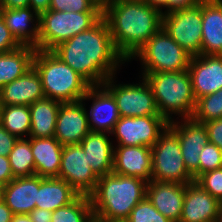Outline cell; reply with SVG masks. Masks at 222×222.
Wrapping results in <instances>:
<instances>
[{
  "label": "cell",
  "instance_id": "obj_44",
  "mask_svg": "<svg viewBox=\"0 0 222 222\" xmlns=\"http://www.w3.org/2000/svg\"><path fill=\"white\" fill-rule=\"evenodd\" d=\"M50 2L51 0H29V7L40 14L49 9Z\"/></svg>",
  "mask_w": 222,
  "mask_h": 222
},
{
  "label": "cell",
  "instance_id": "obj_16",
  "mask_svg": "<svg viewBox=\"0 0 222 222\" xmlns=\"http://www.w3.org/2000/svg\"><path fill=\"white\" fill-rule=\"evenodd\" d=\"M91 99L90 113H87L90 131L111 134L120 119L119 110L113 95L103 86H91L82 101Z\"/></svg>",
  "mask_w": 222,
  "mask_h": 222
},
{
  "label": "cell",
  "instance_id": "obj_27",
  "mask_svg": "<svg viewBox=\"0 0 222 222\" xmlns=\"http://www.w3.org/2000/svg\"><path fill=\"white\" fill-rule=\"evenodd\" d=\"M61 102L44 98L29 105L31 113V129L29 137H54L56 119Z\"/></svg>",
  "mask_w": 222,
  "mask_h": 222
},
{
  "label": "cell",
  "instance_id": "obj_40",
  "mask_svg": "<svg viewBox=\"0 0 222 222\" xmlns=\"http://www.w3.org/2000/svg\"><path fill=\"white\" fill-rule=\"evenodd\" d=\"M13 179L9 158L7 156H0V184L5 186Z\"/></svg>",
  "mask_w": 222,
  "mask_h": 222
},
{
  "label": "cell",
  "instance_id": "obj_38",
  "mask_svg": "<svg viewBox=\"0 0 222 222\" xmlns=\"http://www.w3.org/2000/svg\"><path fill=\"white\" fill-rule=\"evenodd\" d=\"M203 124L207 129L209 142L222 151V118L210 120Z\"/></svg>",
  "mask_w": 222,
  "mask_h": 222
},
{
  "label": "cell",
  "instance_id": "obj_8",
  "mask_svg": "<svg viewBox=\"0 0 222 222\" xmlns=\"http://www.w3.org/2000/svg\"><path fill=\"white\" fill-rule=\"evenodd\" d=\"M151 154V180L180 184L194 181L184 165L178 137L169 127L151 147Z\"/></svg>",
  "mask_w": 222,
  "mask_h": 222
},
{
  "label": "cell",
  "instance_id": "obj_41",
  "mask_svg": "<svg viewBox=\"0 0 222 222\" xmlns=\"http://www.w3.org/2000/svg\"><path fill=\"white\" fill-rule=\"evenodd\" d=\"M52 214V211L35 208L28 215L32 222H51Z\"/></svg>",
  "mask_w": 222,
  "mask_h": 222
},
{
  "label": "cell",
  "instance_id": "obj_26",
  "mask_svg": "<svg viewBox=\"0 0 222 222\" xmlns=\"http://www.w3.org/2000/svg\"><path fill=\"white\" fill-rule=\"evenodd\" d=\"M80 194L65 180L40 177L36 208L55 211L73 202Z\"/></svg>",
  "mask_w": 222,
  "mask_h": 222
},
{
  "label": "cell",
  "instance_id": "obj_49",
  "mask_svg": "<svg viewBox=\"0 0 222 222\" xmlns=\"http://www.w3.org/2000/svg\"><path fill=\"white\" fill-rule=\"evenodd\" d=\"M215 222H222V206H221V209H220L219 215H218V217H217V219H216Z\"/></svg>",
  "mask_w": 222,
  "mask_h": 222
},
{
  "label": "cell",
  "instance_id": "obj_34",
  "mask_svg": "<svg viewBox=\"0 0 222 222\" xmlns=\"http://www.w3.org/2000/svg\"><path fill=\"white\" fill-rule=\"evenodd\" d=\"M222 168V151L208 142L199 155V177L209 171Z\"/></svg>",
  "mask_w": 222,
  "mask_h": 222
},
{
  "label": "cell",
  "instance_id": "obj_6",
  "mask_svg": "<svg viewBox=\"0 0 222 222\" xmlns=\"http://www.w3.org/2000/svg\"><path fill=\"white\" fill-rule=\"evenodd\" d=\"M102 18V12L46 10L39 14L38 50L51 51L60 43L89 30Z\"/></svg>",
  "mask_w": 222,
  "mask_h": 222
},
{
  "label": "cell",
  "instance_id": "obj_7",
  "mask_svg": "<svg viewBox=\"0 0 222 222\" xmlns=\"http://www.w3.org/2000/svg\"><path fill=\"white\" fill-rule=\"evenodd\" d=\"M141 61L142 77L149 73L188 70L191 55L161 27L133 56Z\"/></svg>",
  "mask_w": 222,
  "mask_h": 222
},
{
  "label": "cell",
  "instance_id": "obj_5",
  "mask_svg": "<svg viewBox=\"0 0 222 222\" xmlns=\"http://www.w3.org/2000/svg\"><path fill=\"white\" fill-rule=\"evenodd\" d=\"M144 78L152 89L159 114L162 117L168 122L173 121V114H177L182 119L192 118L196 99L188 70L149 73Z\"/></svg>",
  "mask_w": 222,
  "mask_h": 222
},
{
  "label": "cell",
  "instance_id": "obj_29",
  "mask_svg": "<svg viewBox=\"0 0 222 222\" xmlns=\"http://www.w3.org/2000/svg\"><path fill=\"white\" fill-rule=\"evenodd\" d=\"M0 124L18 139L27 138L31 129V113L29 105L0 106Z\"/></svg>",
  "mask_w": 222,
  "mask_h": 222
},
{
  "label": "cell",
  "instance_id": "obj_36",
  "mask_svg": "<svg viewBox=\"0 0 222 222\" xmlns=\"http://www.w3.org/2000/svg\"><path fill=\"white\" fill-rule=\"evenodd\" d=\"M50 10L74 12H101L90 0H51Z\"/></svg>",
  "mask_w": 222,
  "mask_h": 222
},
{
  "label": "cell",
  "instance_id": "obj_30",
  "mask_svg": "<svg viewBox=\"0 0 222 222\" xmlns=\"http://www.w3.org/2000/svg\"><path fill=\"white\" fill-rule=\"evenodd\" d=\"M8 158L14 178L36 175L34 156L30 147V137L18 139Z\"/></svg>",
  "mask_w": 222,
  "mask_h": 222
},
{
  "label": "cell",
  "instance_id": "obj_21",
  "mask_svg": "<svg viewBox=\"0 0 222 222\" xmlns=\"http://www.w3.org/2000/svg\"><path fill=\"white\" fill-rule=\"evenodd\" d=\"M40 176L19 177L2 189V200L13 214H29L36 208Z\"/></svg>",
  "mask_w": 222,
  "mask_h": 222
},
{
  "label": "cell",
  "instance_id": "obj_2",
  "mask_svg": "<svg viewBox=\"0 0 222 222\" xmlns=\"http://www.w3.org/2000/svg\"><path fill=\"white\" fill-rule=\"evenodd\" d=\"M162 15L143 0H114L102 13L115 49L127 62L162 27Z\"/></svg>",
  "mask_w": 222,
  "mask_h": 222
},
{
  "label": "cell",
  "instance_id": "obj_35",
  "mask_svg": "<svg viewBox=\"0 0 222 222\" xmlns=\"http://www.w3.org/2000/svg\"><path fill=\"white\" fill-rule=\"evenodd\" d=\"M196 182L212 197L222 203V168L202 174Z\"/></svg>",
  "mask_w": 222,
  "mask_h": 222
},
{
  "label": "cell",
  "instance_id": "obj_13",
  "mask_svg": "<svg viewBox=\"0 0 222 222\" xmlns=\"http://www.w3.org/2000/svg\"><path fill=\"white\" fill-rule=\"evenodd\" d=\"M168 127L177 135L184 165L196 181L199 178V155L209 142L206 127L192 118L181 119V122L173 120Z\"/></svg>",
  "mask_w": 222,
  "mask_h": 222
},
{
  "label": "cell",
  "instance_id": "obj_9",
  "mask_svg": "<svg viewBox=\"0 0 222 222\" xmlns=\"http://www.w3.org/2000/svg\"><path fill=\"white\" fill-rule=\"evenodd\" d=\"M202 1L162 15V28L192 57L201 54Z\"/></svg>",
  "mask_w": 222,
  "mask_h": 222
},
{
  "label": "cell",
  "instance_id": "obj_14",
  "mask_svg": "<svg viewBox=\"0 0 222 222\" xmlns=\"http://www.w3.org/2000/svg\"><path fill=\"white\" fill-rule=\"evenodd\" d=\"M85 102L61 103L54 137L63 145L80 144L90 132Z\"/></svg>",
  "mask_w": 222,
  "mask_h": 222
},
{
  "label": "cell",
  "instance_id": "obj_3",
  "mask_svg": "<svg viewBox=\"0 0 222 222\" xmlns=\"http://www.w3.org/2000/svg\"><path fill=\"white\" fill-rule=\"evenodd\" d=\"M147 183L113 172L99 177L89 195L94 222L126 221L131 210L146 197Z\"/></svg>",
  "mask_w": 222,
  "mask_h": 222
},
{
  "label": "cell",
  "instance_id": "obj_32",
  "mask_svg": "<svg viewBox=\"0 0 222 222\" xmlns=\"http://www.w3.org/2000/svg\"><path fill=\"white\" fill-rule=\"evenodd\" d=\"M219 118H222V89L199 98L192 116V119L200 124Z\"/></svg>",
  "mask_w": 222,
  "mask_h": 222
},
{
  "label": "cell",
  "instance_id": "obj_22",
  "mask_svg": "<svg viewBox=\"0 0 222 222\" xmlns=\"http://www.w3.org/2000/svg\"><path fill=\"white\" fill-rule=\"evenodd\" d=\"M0 16L21 45L32 47L37 45L39 38V14L35 10L31 7L0 8Z\"/></svg>",
  "mask_w": 222,
  "mask_h": 222
},
{
  "label": "cell",
  "instance_id": "obj_25",
  "mask_svg": "<svg viewBox=\"0 0 222 222\" xmlns=\"http://www.w3.org/2000/svg\"><path fill=\"white\" fill-rule=\"evenodd\" d=\"M35 173L40 177H58L63 145L55 138L30 137Z\"/></svg>",
  "mask_w": 222,
  "mask_h": 222
},
{
  "label": "cell",
  "instance_id": "obj_31",
  "mask_svg": "<svg viewBox=\"0 0 222 222\" xmlns=\"http://www.w3.org/2000/svg\"><path fill=\"white\" fill-rule=\"evenodd\" d=\"M51 222H94L90 197L79 195L70 204L56 209Z\"/></svg>",
  "mask_w": 222,
  "mask_h": 222
},
{
  "label": "cell",
  "instance_id": "obj_39",
  "mask_svg": "<svg viewBox=\"0 0 222 222\" xmlns=\"http://www.w3.org/2000/svg\"><path fill=\"white\" fill-rule=\"evenodd\" d=\"M18 138L10 134L1 124H0V156H7L12 151L14 144Z\"/></svg>",
  "mask_w": 222,
  "mask_h": 222
},
{
  "label": "cell",
  "instance_id": "obj_46",
  "mask_svg": "<svg viewBox=\"0 0 222 222\" xmlns=\"http://www.w3.org/2000/svg\"><path fill=\"white\" fill-rule=\"evenodd\" d=\"M13 215L11 209L0 199V222H10Z\"/></svg>",
  "mask_w": 222,
  "mask_h": 222
},
{
  "label": "cell",
  "instance_id": "obj_4",
  "mask_svg": "<svg viewBox=\"0 0 222 222\" xmlns=\"http://www.w3.org/2000/svg\"><path fill=\"white\" fill-rule=\"evenodd\" d=\"M33 66L40 74L45 98L61 103L80 101L91 85L53 52L36 49Z\"/></svg>",
  "mask_w": 222,
  "mask_h": 222
},
{
  "label": "cell",
  "instance_id": "obj_1",
  "mask_svg": "<svg viewBox=\"0 0 222 222\" xmlns=\"http://www.w3.org/2000/svg\"><path fill=\"white\" fill-rule=\"evenodd\" d=\"M51 52L91 86L102 85L126 62L115 49L103 17L89 30L60 43Z\"/></svg>",
  "mask_w": 222,
  "mask_h": 222
},
{
  "label": "cell",
  "instance_id": "obj_12",
  "mask_svg": "<svg viewBox=\"0 0 222 222\" xmlns=\"http://www.w3.org/2000/svg\"><path fill=\"white\" fill-rule=\"evenodd\" d=\"M57 178L65 180L80 195H90L99 177L93 172L80 144L65 145Z\"/></svg>",
  "mask_w": 222,
  "mask_h": 222
},
{
  "label": "cell",
  "instance_id": "obj_10",
  "mask_svg": "<svg viewBox=\"0 0 222 222\" xmlns=\"http://www.w3.org/2000/svg\"><path fill=\"white\" fill-rule=\"evenodd\" d=\"M114 77L107 78L102 85L113 95L121 117L161 116L144 77L138 84H114Z\"/></svg>",
  "mask_w": 222,
  "mask_h": 222
},
{
  "label": "cell",
  "instance_id": "obj_50",
  "mask_svg": "<svg viewBox=\"0 0 222 222\" xmlns=\"http://www.w3.org/2000/svg\"><path fill=\"white\" fill-rule=\"evenodd\" d=\"M2 189H3V186L0 184V196H2Z\"/></svg>",
  "mask_w": 222,
  "mask_h": 222
},
{
  "label": "cell",
  "instance_id": "obj_11",
  "mask_svg": "<svg viewBox=\"0 0 222 222\" xmlns=\"http://www.w3.org/2000/svg\"><path fill=\"white\" fill-rule=\"evenodd\" d=\"M169 122L162 116L120 117L111 134L116 146L152 147L167 129Z\"/></svg>",
  "mask_w": 222,
  "mask_h": 222
},
{
  "label": "cell",
  "instance_id": "obj_20",
  "mask_svg": "<svg viewBox=\"0 0 222 222\" xmlns=\"http://www.w3.org/2000/svg\"><path fill=\"white\" fill-rule=\"evenodd\" d=\"M40 74L32 66L21 77L4 85L0 91V106L31 105L44 99Z\"/></svg>",
  "mask_w": 222,
  "mask_h": 222
},
{
  "label": "cell",
  "instance_id": "obj_19",
  "mask_svg": "<svg viewBox=\"0 0 222 222\" xmlns=\"http://www.w3.org/2000/svg\"><path fill=\"white\" fill-rule=\"evenodd\" d=\"M186 192V184L175 182L147 183L146 198L166 218L179 222Z\"/></svg>",
  "mask_w": 222,
  "mask_h": 222
},
{
  "label": "cell",
  "instance_id": "obj_42",
  "mask_svg": "<svg viewBox=\"0 0 222 222\" xmlns=\"http://www.w3.org/2000/svg\"><path fill=\"white\" fill-rule=\"evenodd\" d=\"M29 7V0H0V8H26Z\"/></svg>",
  "mask_w": 222,
  "mask_h": 222
},
{
  "label": "cell",
  "instance_id": "obj_37",
  "mask_svg": "<svg viewBox=\"0 0 222 222\" xmlns=\"http://www.w3.org/2000/svg\"><path fill=\"white\" fill-rule=\"evenodd\" d=\"M20 46L22 45L15 39L0 16V54L12 51Z\"/></svg>",
  "mask_w": 222,
  "mask_h": 222
},
{
  "label": "cell",
  "instance_id": "obj_18",
  "mask_svg": "<svg viewBox=\"0 0 222 222\" xmlns=\"http://www.w3.org/2000/svg\"><path fill=\"white\" fill-rule=\"evenodd\" d=\"M114 174L138 177L146 182L151 181L152 154L148 146H116L114 147Z\"/></svg>",
  "mask_w": 222,
  "mask_h": 222
},
{
  "label": "cell",
  "instance_id": "obj_43",
  "mask_svg": "<svg viewBox=\"0 0 222 222\" xmlns=\"http://www.w3.org/2000/svg\"><path fill=\"white\" fill-rule=\"evenodd\" d=\"M202 0H170V11L194 6Z\"/></svg>",
  "mask_w": 222,
  "mask_h": 222
},
{
  "label": "cell",
  "instance_id": "obj_24",
  "mask_svg": "<svg viewBox=\"0 0 222 222\" xmlns=\"http://www.w3.org/2000/svg\"><path fill=\"white\" fill-rule=\"evenodd\" d=\"M109 135L112 136L109 133L90 131L80 143L93 172L98 177L112 173L114 146Z\"/></svg>",
  "mask_w": 222,
  "mask_h": 222
},
{
  "label": "cell",
  "instance_id": "obj_28",
  "mask_svg": "<svg viewBox=\"0 0 222 222\" xmlns=\"http://www.w3.org/2000/svg\"><path fill=\"white\" fill-rule=\"evenodd\" d=\"M35 51V47L22 45L0 54V91L4 85L21 77L33 66Z\"/></svg>",
  "mask_w": 222,
  "mask_h": 222
},
{
  "label": "cell",
  "instance_id": "obj_33",
  "mask_svg": "<svg viewBox=\"0 0 222 222\" xmlns=\"http://www.w3.org/2000/svg\"><path fill=\"white\" fill-rule=\"evenodd\" d=\"M127 222H172L163 216L145 197L130 213Z\"/></svg>",
  "mask_w": 222,
  "mask_h": 222
},
{
  "label": "cell",
  "instance_id": "obj_23",
  "mask_svg": "<svg viewBox=\"0 0 222 222\" xmlns=\"http://www.w3.org/2000/svg\"><path fill=\"white\" fill-rule=\"evenodd\" d=\"M202 55H222V0H202Z\"/></svg>",
  "mask_w": 222,
  "mask_h": 222
},
{
  "label": "cell",
  "instance_id": "obj_48",
  "mask_svg": "<svg viewBox=\"0 0 222 222\" xmlns=\"http://www.w3.org/2000/svg\"><path fill=\"white\" fill-rule=\"evenodd\" d=\"M10 222H32L28 214H15Z\"/></svg>",
  "mask_w": 222,
  "mask_h": 222
},
{
  "label": "cell",
  "instance_id": "obj_45",
  "mask_svg": "<svg viewBox=\"0 0 222 222\" xmlns=\"http://www.w3.org/2000/svg\"><path fill=\"white\" fill-rule=\"evenodd\" d=\"M148 3L151 7L159 10L162 14L170 12V0H143ZM162 7L166 8L162 11Z\"/></svg>",
  "mask_w": 222,
  "mask_h": 222
},
{
  "label": "cell",
  "instance_id": "obj_47",
  "mask_svg": "<svg viewBox=\"0 0 222 222\" xmlns=\"http://www.w3.org/2000/svg\"><path fill=\"white\" fill-rule=\"evenodd\" d=\"M95 7H97L102 13L110 6L114 0H90Z\"/></svg>",
  "mask_w": 222,
  "mask_h": 222
},
{
  "label": "cell",
  "instance_id": "obj_17",
  "mask_svg": "<svg viewBox=\"0 0 222 222\" xmlns=\"http://www.w3.org/2000/svg\"><path fill=\"white\" fill-rule=\"evenodd\" d=\"M222 203L206 192L198 182L186 184L179 222H215Z\"/></svg>",
  "mask_w": 222,
  "mask_h": 222
},
{
  "label": "cell",
  "instance_id": "obj_15",
  "mask_svg": "<svg viewBox=\"0 0 222 222\" xmlns=\"http://www.w3.org/2000/svg\"><path fill=\"white\" fill-rule=\"evenodd\" d=\"M188 72L196 101L222 89V55L193 56Z\"/></svg>",
  "mask_w": 222,
  "mask_h": 222
}]
</instances>
